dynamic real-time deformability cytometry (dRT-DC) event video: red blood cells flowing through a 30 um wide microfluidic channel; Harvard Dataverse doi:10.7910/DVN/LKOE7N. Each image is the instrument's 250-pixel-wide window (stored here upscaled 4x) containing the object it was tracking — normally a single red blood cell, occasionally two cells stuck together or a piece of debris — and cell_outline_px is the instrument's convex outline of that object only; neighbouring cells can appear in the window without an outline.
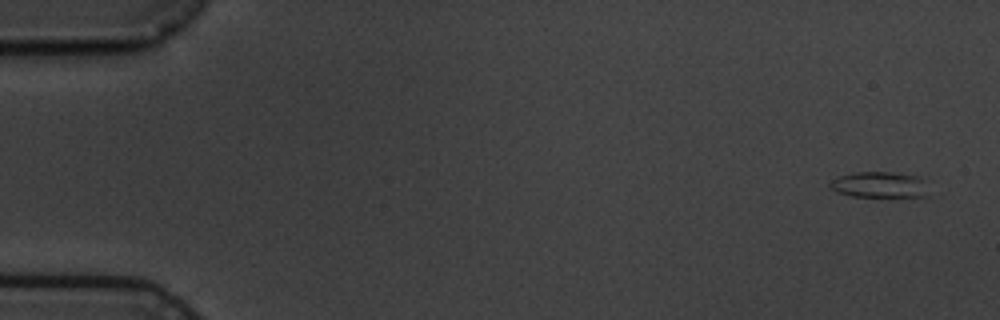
{"species": "common noctule bat (a hibernating species)", "species_latin": "Nyctalus noctula", "temperature_condition": "cold", "stored_images_in_passage": 13, "camera_frame_rate_fps": 3000, "um_per_image_px": 0.085, "animal": {"sex": "male", "body_mass_g": 19.5, "forearm_length_mm": 54.6}, "frame": {"image": 1, "passage_image": 1, "time_ms": 0.0, "image_size_px": [1000, 320], "cell_outline_px": [[928, 196], [852, 196], [836, 192], [828, 188], [828, 184], [832, 180], [840, 176], [856, 172], [888, 172], [916, 176], [920, 180]], "centroid_in_image_um": [74.62, 15.7], "position_along_channel_um": 10.4, "area_um2": 14.39}}
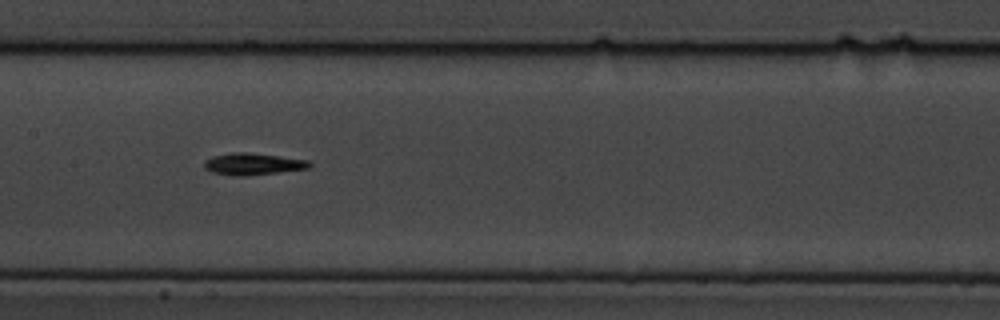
{"frame": {"image": 2, "passage_image": 8, "time_ms": 8.667, "image_size_px": [1000, 320], "cell_outline_px": [[312, 164], [308, 168], [244, 176], [232, 176], [212, 172], [204, 168], [204, 160], [212, 156], [232, 152], [248, 152], [308, 160]], "centroid_in_image_um": [21.43, 13.93], "position_along_channel_um": 186.0, "area_um2": 13.29}}
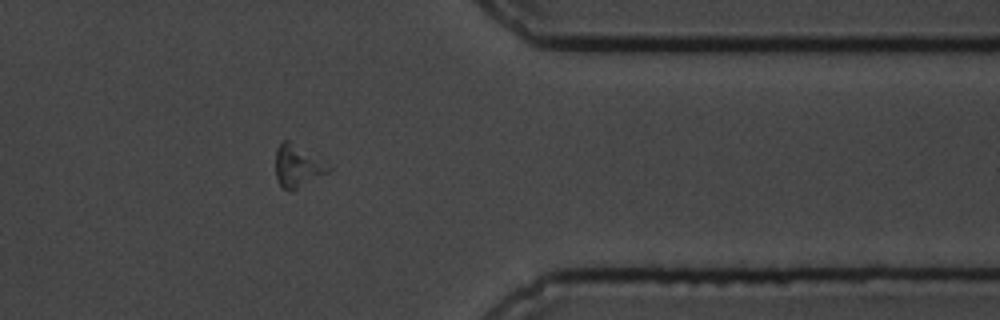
{"frame": {"image": 3, "passage_image": 13, "time_ms": 14.667, "image_size_px": [1000, 320], "cell_outline_px": [[332, 168], [328, 172], [292, 192], [280, 188], [276, 176], [276, 148], [284, 140], [288, 140], [332, 164]], "centroid_in_image_um": [25.32, 14.14], "position_along_channel_um": 386.1, "area_um2": 13.29}, "authors_computed_cell_mechanics": {"area_um2": 12.8894, "velocity_mm_per_s": 3.5582, "shape_relaxation_time_tau1_ms": null, "shape_relaxation_time_tau2_ms": 4.1296, "deformation_change_tau1": null, "deformation_change_tau2": 0.0821}}